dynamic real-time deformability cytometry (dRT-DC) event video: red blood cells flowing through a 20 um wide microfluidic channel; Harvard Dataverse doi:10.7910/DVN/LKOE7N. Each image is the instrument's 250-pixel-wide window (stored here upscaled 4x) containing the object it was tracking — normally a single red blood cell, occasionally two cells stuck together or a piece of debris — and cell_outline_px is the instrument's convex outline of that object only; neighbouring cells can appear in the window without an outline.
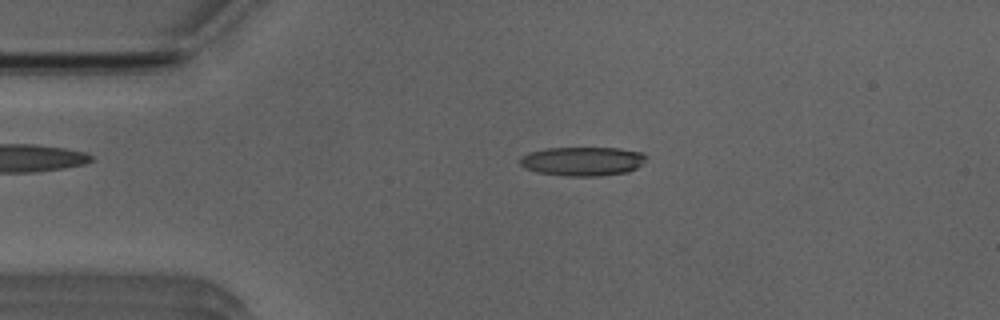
{"species": "Egyptian fruit bat (a non-hibernating species)", "species_latin": "Rousettus aegyptiacus", "temperature_condition": "room temperature", "stored_images_in_passage": 51, "camera_frame_rate_fps": 3000, "um_per_image_px": 0.085, "animal": {"sex": "male"}, "frame": {"image": 1, "passage_image": 10, "time_ms": 3.0, "image_size_px": [1000, 320], "cell_outline_px": [[644, 160], [636, 168], [628, 172], [600, 176], [568, 176], [536, 172], [524, 168], [520, 164], [520, 160], [528, 152], [548, 148], [620, 148], [644, 152]], "centroid_in_image_um": [49.51, 13.71], "position_along_channel_um": 35.5, "area_um2": 21.27}}
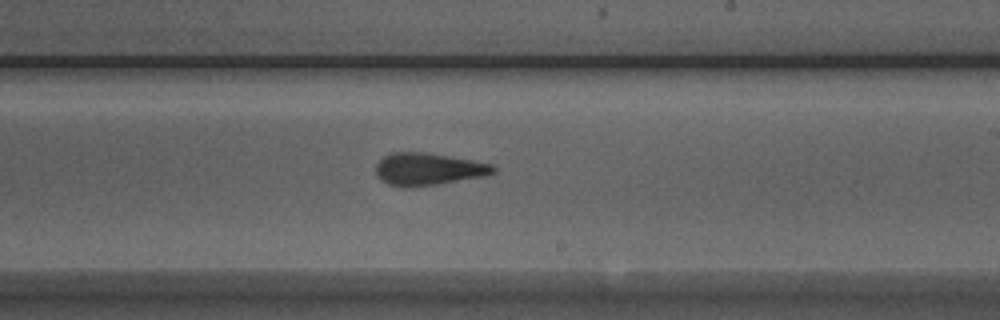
{"frame": {"image": 2, "passage_image": 29, "time_ms": 9.333, "image_size_px": [1000, 320], "cell_outline_px": [[496, 172], [484, 176], [436, 184], [408, 188], [404, 188], [388, 184], [380, 180], [376, 176], [376, 164], [384, 156], [392, 152], [428, 152], [472, 160], [492, 164], [496, 168]], "centroid_in_image_um": [36.37, 14.37], "position_along_channel_um": 252.6, "area_um2": 22.25}}
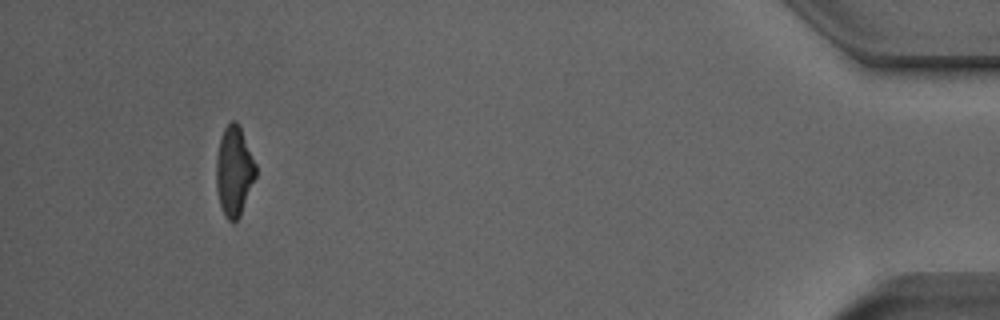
{"frame": {"image": 3, "passage_image": 47, "time_ms": 15.333, "image_size_px": [1000, 320], "cell_outline_px": [[256, 176], [240, 216], [232, 224], [224, 216], [220, 204], [216, 188], [216, 160], [220, 140], [224, 128], [232, 120], [236, 120], [240, 124], [256, 164]], "centroid_in_image_um": [19.9, 14.54], "position_along_channel_um": 415.3, "area_um2": 20.81}, "authors_computed_cell_mechanics": {"area_um2": 21.675, "velocity_mm_per_s": 3.9538, "shape_relaxation_time_tau1_ms": 10.8405, "shape_relaxation_time_tau2_ms": 2.1182, "deformation_change_tau1": 0.2864, "deformation_change_tau2": 0.1166}}